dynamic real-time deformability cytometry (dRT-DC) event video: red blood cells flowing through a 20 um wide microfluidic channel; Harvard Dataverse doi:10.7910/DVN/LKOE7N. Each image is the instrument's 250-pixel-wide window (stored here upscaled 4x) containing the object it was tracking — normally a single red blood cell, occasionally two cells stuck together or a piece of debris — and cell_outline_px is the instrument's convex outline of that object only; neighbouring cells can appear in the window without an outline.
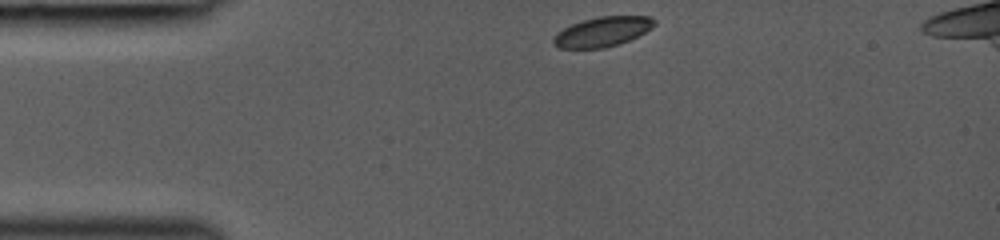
{"species": "common noctule bat (a hibernating species)", "species_latin": "Nyctalus noctula", "temperature_condition": "room temperature", "stored_images_in_passage": 32, "camera_frame_rate_fps": 3000, "um_per_image_px": 0.085, "animal": {"sex": "female", "body_mass_g": 19.0, "forearm_length_mm": 53.3}, "frame": {"image": 1, "passage_image": 1, "time_ms": 0.0, "image_size_px": [1000, 240], "cell_outline_px": [[656, 24], [652, 28], [620, 44], [604, 48], [560, 48], [552, 44], [552, 40], [556, 32], [572, 24], [596, 16], [652, 16], [656, 20]], "centroid_in_image_um": [51.21, 2.69], "position_along_channel_um": 33.8, "area_um2": 17.57}}
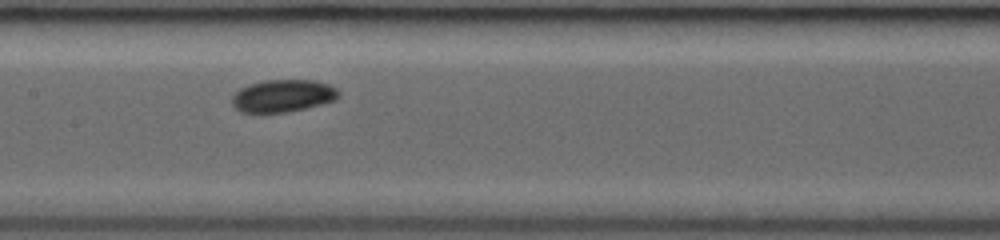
{"frame": {"image": 2, "passage_image": 14, "time_ms": 4.333, "image_size_px": [1000, 240], "cell_outline_px": [[340, 96], [336, 100], [304, 108], [284, 112], [240, 112], [232, 104], [232, 96], [240, 88], [252, 84], [268, 80], [312, 80], [328, 84], [336, 88], [340, 92]], "centroid_in_image_um": [24.07, 8.14], "position_along_channel_um": 183.3, "area_um2": 19.88}}
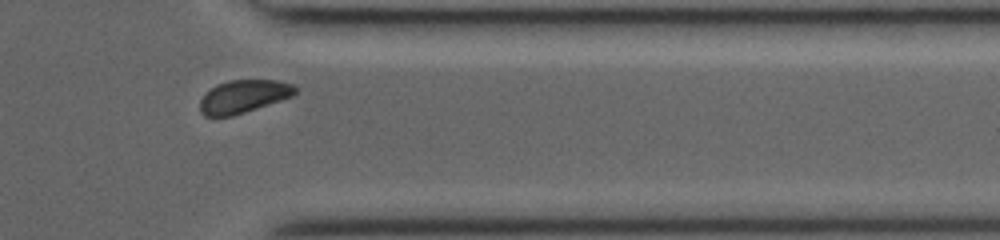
{"frame": {"image": 3, "passage_image": 28, "time_ms": 9.0, "image_size_px": [1000, 240], "cell_outline_px": [[296, 92], [292, 96], [232, 116], [204, 116], [200, 112], [200, 100], [204, 92], [216, 84], [228, 80], [280, 80], [292, 84], [296, 88]], "centroid_in_image_um": [20.65, 8.18], "position_along_channel_um": 390.7, "area_um2": 18.26}}